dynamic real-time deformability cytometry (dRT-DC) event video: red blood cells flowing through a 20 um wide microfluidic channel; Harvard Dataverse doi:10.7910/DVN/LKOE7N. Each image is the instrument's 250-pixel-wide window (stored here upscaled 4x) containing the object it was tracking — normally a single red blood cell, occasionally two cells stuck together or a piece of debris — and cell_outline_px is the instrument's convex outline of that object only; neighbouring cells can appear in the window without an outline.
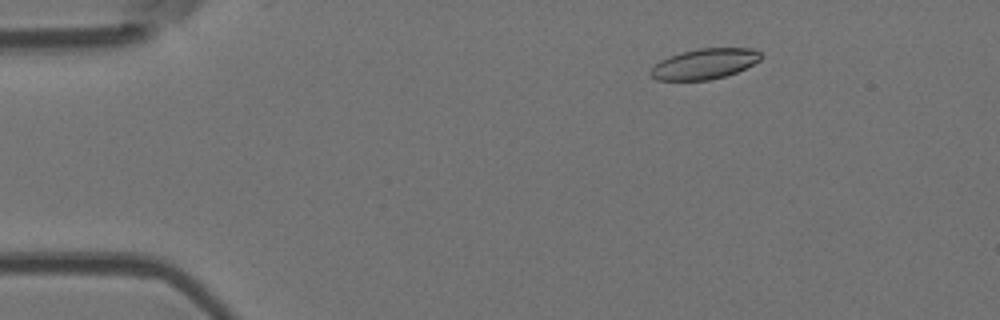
{"species": "Egyptian fruit bat (a non-hibernating species)", "species_latin": "Rousettus aegyptiacus", "temperature_condition": "room temperature", "stored_images_in_passage": 5, "camera_frame_rate_fps": 3000, "um_per_image_px": 0.085, "animal": {"sex": "female"}, "frame": {"image": 1, "passage_image": 3, "time_ms": 2.333, "image_size_px": [1000, 320], "cell_outline_px": [[760, 60], [736, 72], [724, 76], [708, 80], [656, 80], [648, 72], [660, 60], [668, 56], [680, 52], [696, 48], [752, 48], [760, 52]], "centroid_in_image_um": [59.84, 5.42], "position_along_channel_um": 25.2, "area_um2": 19.48}}